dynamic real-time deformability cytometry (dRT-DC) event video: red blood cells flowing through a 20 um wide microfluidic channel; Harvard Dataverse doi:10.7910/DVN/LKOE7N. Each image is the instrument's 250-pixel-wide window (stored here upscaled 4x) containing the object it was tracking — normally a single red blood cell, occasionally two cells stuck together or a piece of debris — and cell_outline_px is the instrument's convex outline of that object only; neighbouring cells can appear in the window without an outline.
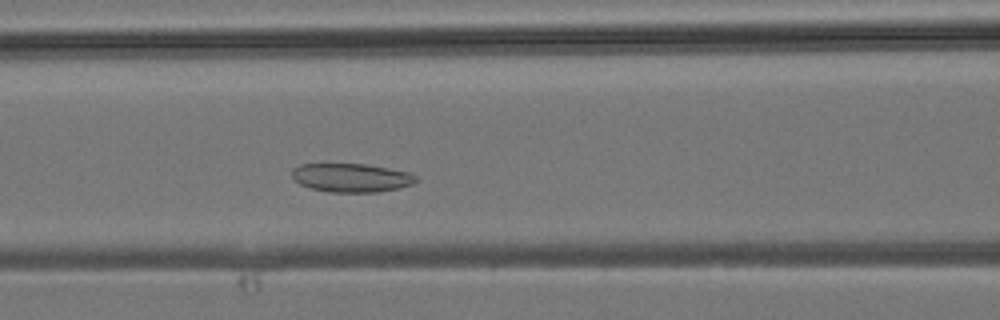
{"species": "common noctule bat (a hibernating species)", "species_latin": "Nyctalus noctula", "temperature_condition": "room temperature", "stored_images_in_passage": 37, "camera_frame_rate_fps": 3000, "um_per_image_px": 0.085, "animal": {"sex": "male", "body_mass_g": 19.2, "forearm_length_mm": 51.8}, "frame": {"image": 1, "passage_image": 13, "time_ms": 4.0, "image_size_px": [1000, 320], "cell_outline_px": [[420, 180], [412, 184], [396, 188], [376, 192], [328, 192], [308, 188], [300, 184], [292, 176], [292, 168], [300, 164], [364, 164], [388, 168], [408, 172], [416, 176]], "centroid_in_image_um": [29.84, 15.11], "position_along_channel_um": 136.8, "area_um2": 20.69}}
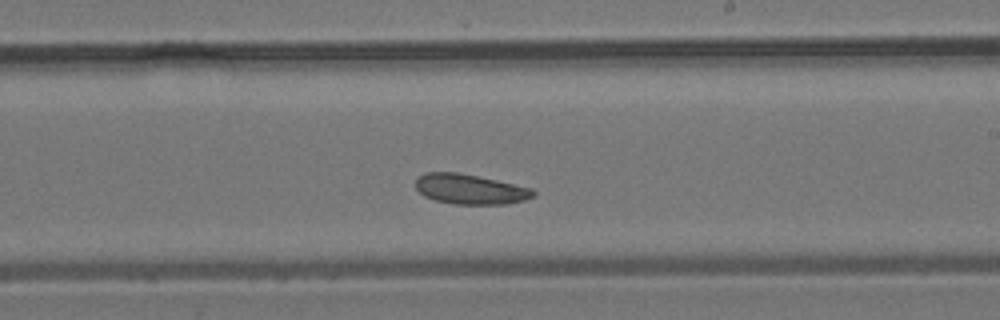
{"frame": {"image": 2, "passage_image": 20, "time_ms": 6.333, "image_size_px": [1000, 320], "cell_outline_px": [[536, 196], [524, 200], [508, 204], [452, 204], [436, 200], [424, 196], [416, 188], [416, 180], [424, 172], [456, 172], [496, 180], [532, 188], [536, 192]], "centroid_in_image_um": [39.98, 16.09], "position_along_channel_um": 249.0, "area_um2": 20.52}}
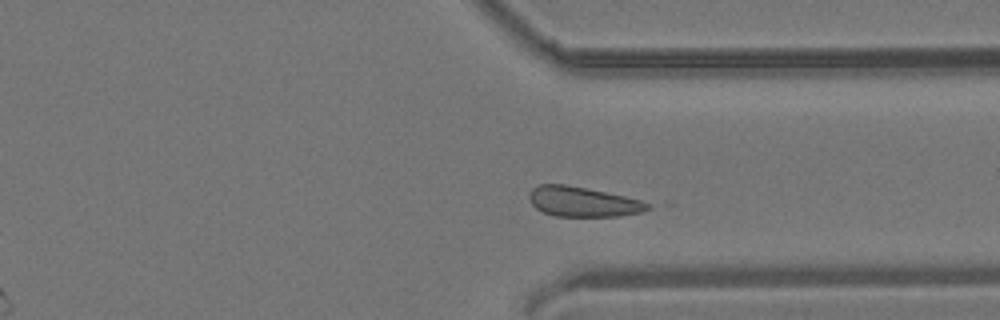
{"frame": {"image": 3, "passage_image": 27, "time_ms": 8.667, "image_size_px": [1000, 320], "cell_outline_px": [[652, 208], [644, 212], [620, 216], [556, 216], [544, 212], [536, 208], [532, 204], [528, 196], [532, 188], [540, 184], [564, 184], [624, 196], [640, 200], [652, 204]], "centroid_in_image_um": [49.57, 17.16], "position_along_channel_um": 361.8, "area_um2": 20.58}}